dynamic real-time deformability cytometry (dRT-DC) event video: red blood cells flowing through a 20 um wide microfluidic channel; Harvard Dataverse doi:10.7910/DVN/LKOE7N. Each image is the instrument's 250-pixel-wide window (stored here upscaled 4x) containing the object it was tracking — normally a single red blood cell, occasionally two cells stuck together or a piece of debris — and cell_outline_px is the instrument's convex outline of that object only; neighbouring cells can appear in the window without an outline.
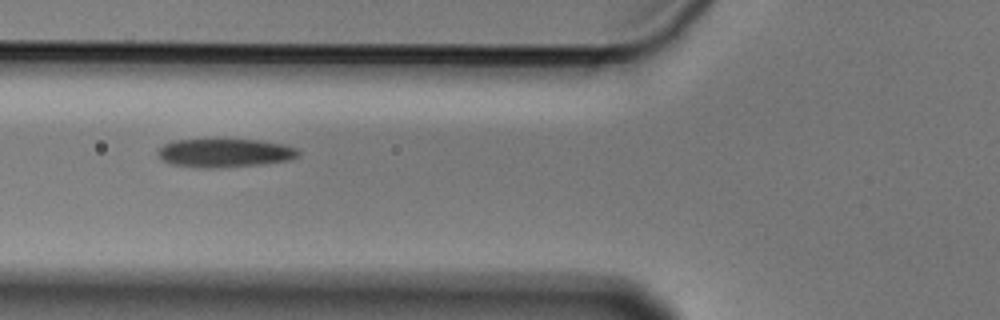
{"species": "Egyptian fruit bat (a non-hibernating species)", "species_latin": "Rousettus aegyptiacus", "temperature_condition": "cold", "stored_images_in_passage": 8, "camera_frame_rate_fps": 3000, "um_per_image_px": 0.085, "animal": {"sex": "male"}, "frame": {"image": 1, "passage_image": 7, "time_ms": 2.0, "image_size_px": [1000, 320], "cell_outline_px": [[300, 152], [296, 156], [288, 160], [260, 164], [220, 168], [204, 168], [172, 164], [160, 160], [156, 152], [164, 144], [176, 140], [260, 140], [284, 144], [300, 148]], "centroid_in_image_um": [19.1, 13.0], "position_along_channel_um": 106.7, "area_um2": 23.35}}
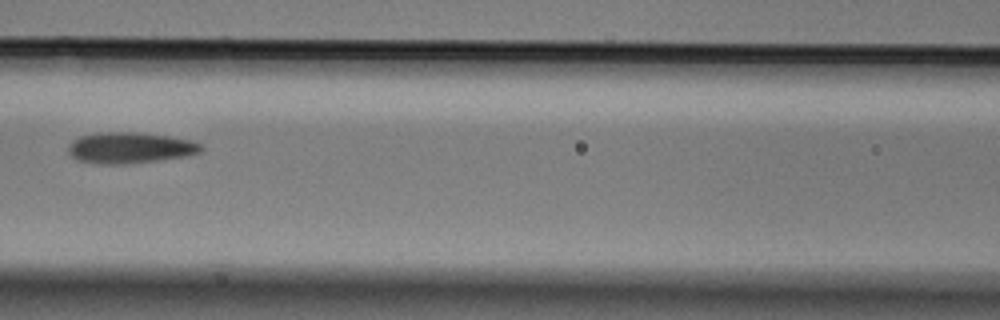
{"frame": {"image": 2, "passage_image": 8, "time_ms": 2.333, "image_size_px": [1000, 320], "cell_outline_px": [[204, 148], [200, 152], [184, 156], [128, 164], [96, 164], [76, 160], [68, 152], [68, 144], [72, 140], [80, 136], [96, 132], [136, 132], [168, 136], [192, 140], [204, 144]], "centroid_in_image_um": [11.02, 12.56], "position_along_channel_um": 155.6, "area_um2": 24.28}}